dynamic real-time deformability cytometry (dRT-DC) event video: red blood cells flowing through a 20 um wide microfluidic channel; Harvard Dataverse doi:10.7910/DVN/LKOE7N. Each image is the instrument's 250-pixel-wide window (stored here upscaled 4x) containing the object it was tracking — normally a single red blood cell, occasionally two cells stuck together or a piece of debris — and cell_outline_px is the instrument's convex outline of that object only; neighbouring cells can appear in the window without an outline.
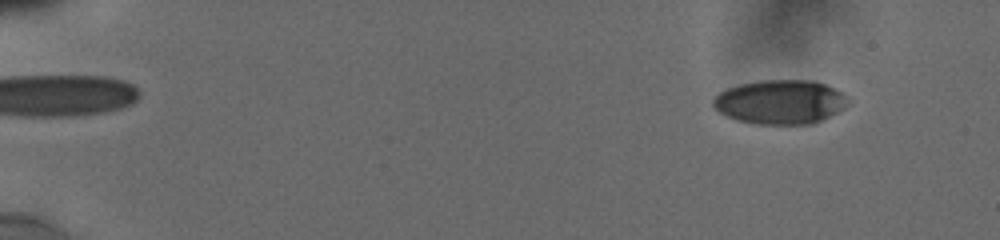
{"species": "human", "species_latin": "Homo sapiens", "temperature_condition": "cold", "stored_images_in_passage": 27, "camera_frame_rate_fps": 3000, "um_per_image_px": 0.085, "donor": {"sex": "male"}, "frame": {"image": 1, "passage_image": 5, "time_ms": 1.667, "image_size_px": [1000, 240], "cell_outline_px": [[848, 104], [840, 112], [824, 120], [812, 124], [756, 124], [736, 120], [720, 112], [712, 104], [712, 100], [720, 92], [728, 88], [740, 84], [764, 80], [812, 80], [824, 84], [848, 96]], "centroid_in_image_um": [66.36, 8.68], "position_along_channel_um": 18.6, "area_um2": 34.8}}
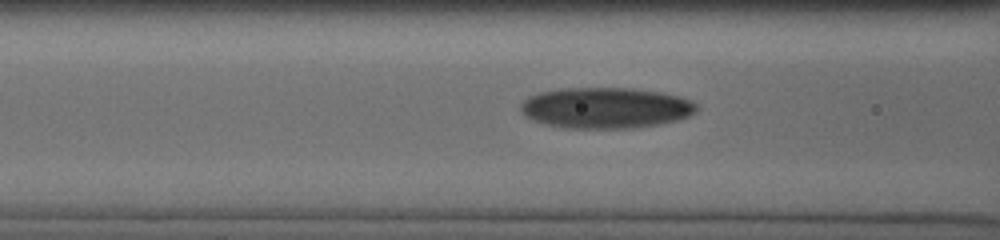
{"frame": {"image": 2, "passage_image": 22, "time_ms": 8.0, "image_size_px": [1000, 240], "cell_outline_px": [[696, 112], [688, 116], [676, 120], [660, 124], [632, 128], [564, 128], [532, 120], [520, 108], [520, 104], [528, 96], [540, 92], [560, 88], [632, 88], [660, 92], [680, 96], [696, 104]], "centroid_in_image_um": [51.48, 9.16], "position_along_channel_um": 115.1, "area_um2": 41.79}}
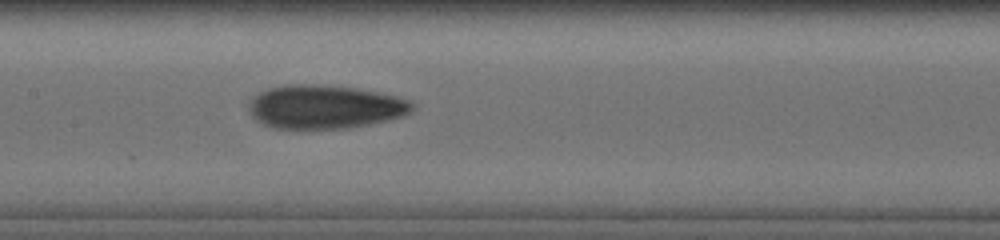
{"frame": {"image": 3, "passage_image": 27, "time_ms": 9.667, "image_size_px": [1000, 240], "cell_outline_px": [[412, 108], [408, 112], [400, 116], [368, 124], [348, 128], [272, 128], [256, 120], [252, 116], [248, 108], [248, 104], [260, 92], [268, 88], [292, 84], [304, 84], [356, 88], [392, 96], [408, 100], [412, 104]], "centroid_in_image_um": [27.53, 9.09], "position_along_channel_um": 179.9, "area_um2": 40.58}}